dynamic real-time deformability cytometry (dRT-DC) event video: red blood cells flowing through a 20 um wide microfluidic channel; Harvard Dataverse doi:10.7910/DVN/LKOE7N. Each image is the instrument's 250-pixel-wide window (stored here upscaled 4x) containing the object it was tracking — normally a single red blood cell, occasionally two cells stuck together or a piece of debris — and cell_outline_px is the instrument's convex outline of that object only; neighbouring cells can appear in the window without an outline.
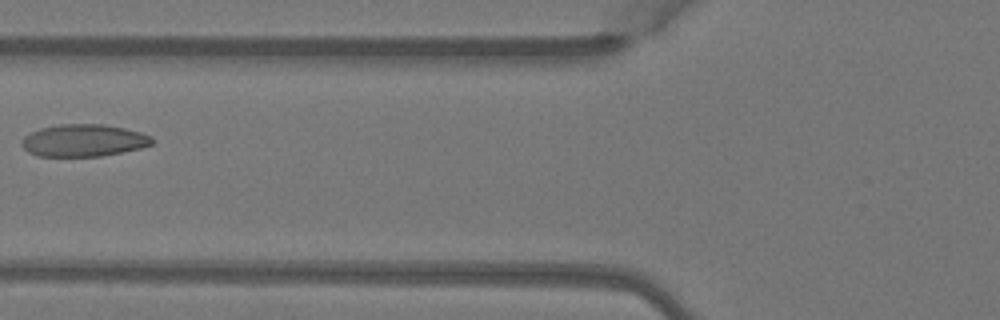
{"species": "Egyptian fruit bat (a non-hibernating species)", "species_latin": "Rousettus aegyptiacus", "temperature_condition": "warm", "stored_images_in_passage": 3, "camera_frame_rate_fps": 3000, "um_per_image_px": 0.085, "animal": {"sex": "female"}, "frame": {"image": 1, "passage_image": 3, "time_ms": 0.667, "image_size_px": [1000, 320], "cell_outline_px": [[156, 140], [152, 144], [140, 148], [100, 156], [36, 156], [28, 152], [20, 144], [24, 136], [40, 128], [60, 124], [104, 124], [124, 128], [140, 132], [152, 136]], "centroid_in_image_um": [7.11, 11.93], "position_along_channel_um": 118.7, "area_um2": 24.51}}